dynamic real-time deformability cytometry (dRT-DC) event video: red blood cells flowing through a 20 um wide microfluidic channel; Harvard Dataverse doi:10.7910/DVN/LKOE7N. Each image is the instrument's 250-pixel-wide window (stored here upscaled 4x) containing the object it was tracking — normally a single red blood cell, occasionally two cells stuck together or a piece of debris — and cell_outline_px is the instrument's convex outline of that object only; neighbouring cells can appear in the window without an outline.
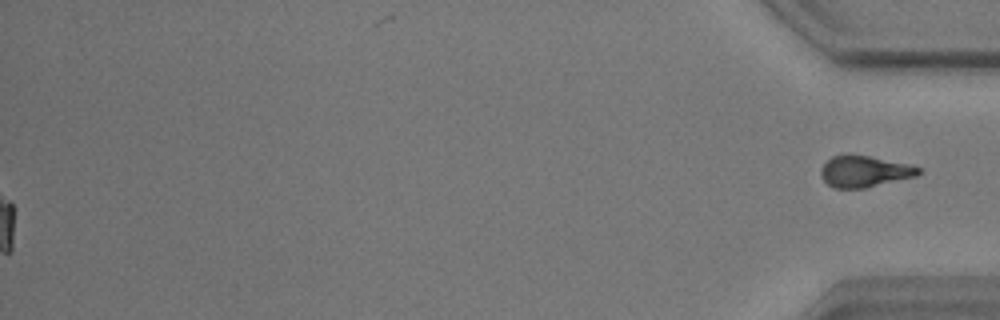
{"species": "common noctule bat (a hibernating species)", "species_latin": "Nyctalus noctula", "temperature_condition": "warm", "stored_images_in_passage": 59, "segment_of_instrument_passage": [2, 2], "camera_frame_rate_fps": 3000, "um_per_image_px": 0.085, "animal": {"sex": "male", "body_mass_g": 17.9}, "frame": {"image": 1, "passage_image": 59, "time_ms": 19.333, "image_size_px": [1000, 320], "cell_outline_px": [[920, 172], [916, 176], [864, 188], [832, 188], [820, 176], [820, 168], [832, 156], [844, 152], [848, 152], [912, 164], [920, 168]], "centroid_in_image_um": [73.44, 14.53], "position_along_channel_um": 361.8, "area_um2": 18.21}}